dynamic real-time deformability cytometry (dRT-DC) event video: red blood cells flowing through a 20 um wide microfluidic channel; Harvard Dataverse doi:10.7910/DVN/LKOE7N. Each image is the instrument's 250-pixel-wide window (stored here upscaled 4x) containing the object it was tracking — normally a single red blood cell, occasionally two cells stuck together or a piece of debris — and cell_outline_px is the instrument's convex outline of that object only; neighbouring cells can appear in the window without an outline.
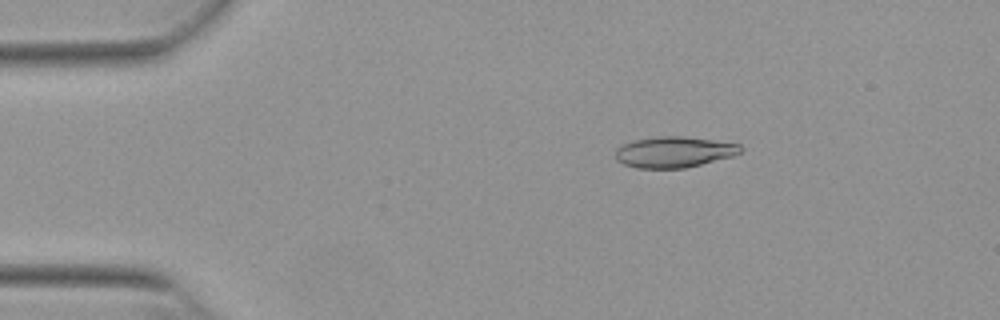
{"species": "Egyptian fruit bat (a non-hibernating species)", "species_latin": "Rousettus aegyptiacus", "temperature_condition": "warm", "stored_images_in_passage": 53, "camera_frame_rate_fps": 3000, "um_per_image_px": 0.085, "animal": {"sex": "female"}, "frame": {"image": 1, "passage_image": 9, "time_ms": 2.667, "image_size_px": [1000, 320], "cell_outline_px": [[744, 148], [740, 152], [732, 156], [684, 168], [636, 168], [624, 164], [616, 160], [616, 148], [624, 144], [636, 140], [656, 136], [684, 136], [740, 144]], "centroid_in_image_um": [57.28, 12.92], "position_along_channel_um": 27.7, "area_um2": 22.37}}
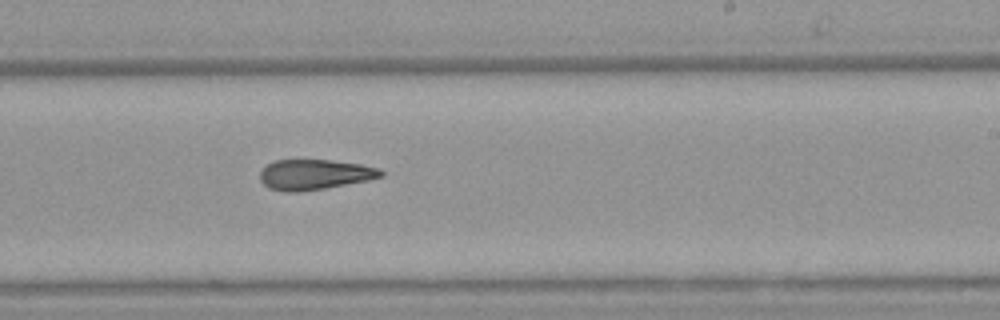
{"frame": {"image": 2, "passage_image": 32, "time_ms": 10.333, "image_size_px": [1000, 320], "cell_outline_px": [[384, 176], [368, 180], [324, 188], [300, 192], [284, 192], [268, 188], [260, 180], [260, 172], [272, 160], [332, 160], [360, 164], [380, 168], [384, 172]], "centroid_in_image_um": [26.74, 14.83], "position_along_channel_um": 262.3, "area_um2": 21.39}}
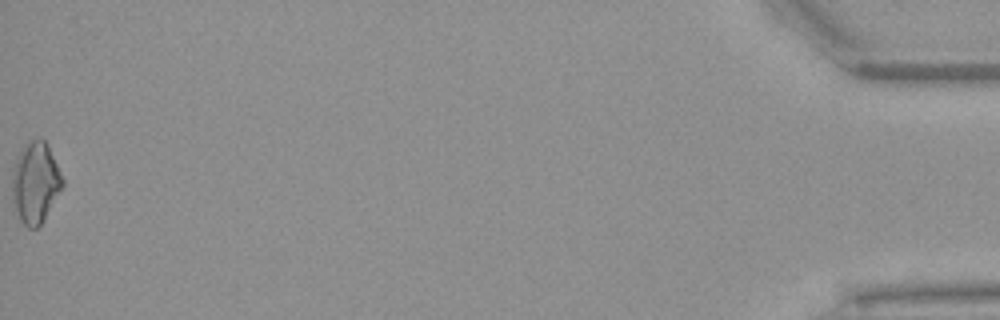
{"frame": {"image": 3, "passage_image": 53, "time_ms": 17.333, "image_size_px": [1000, 320], "cell_outline_px": [[64, 184], [44, 220], [36, 228], [28, 228], [12, 212], [12, 168], [24, 144], [40, 136], [48, 144], [64, 180]], "centroid_in_image_um": [2.98, 15.54], "position_along_channel_um": 432.2, "area_um2": 24.22}, "authors_computed_cell_mechanics": {"area_um2": 22.253, "velocity_mm_per_s": 3.8727, "shape_relaxation_time_tau1_ms": null, "shape_relaxation_time_tau2_ms": 6.6609, "deformation_change_tau1": null, "deformation_change_tau2": 0.1853}}